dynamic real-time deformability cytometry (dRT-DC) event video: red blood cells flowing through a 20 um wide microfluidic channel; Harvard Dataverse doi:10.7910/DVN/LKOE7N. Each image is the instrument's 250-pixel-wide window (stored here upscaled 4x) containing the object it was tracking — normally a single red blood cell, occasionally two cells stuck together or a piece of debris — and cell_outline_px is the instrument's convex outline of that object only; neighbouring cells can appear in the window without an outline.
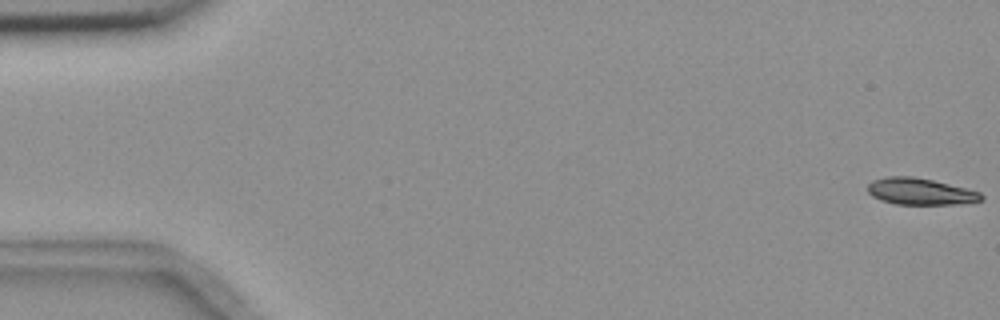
{"species": "common noctule bat (a hibernating species)", "species_latin": "Nyctalus noctula", "temperature_condition": "room temperature", "stored_images_in_passage": 9, "camera_frame_rate_fps": 3000, "um_per_image_px": 0.085, "animal": {"sex": "female", "body_mass_g": 18.4}, "frame": {"image": 1, "passage_image": 1, "time_ms": 0.0, "image_size_px": [1000, 320], "cell_outline_px": [[984, 200], [952, 204], [896, 204], [880, 200], [872, 196], [868, 192], [868, 184], [872, 180], [888, 176], [912, 176], [932, 180], [980, 192], [984, 196]], "centroid_in_image_um": [78.19, 16.27], "position_along_channel_um": 6.8, "area_um2": 17.46}}
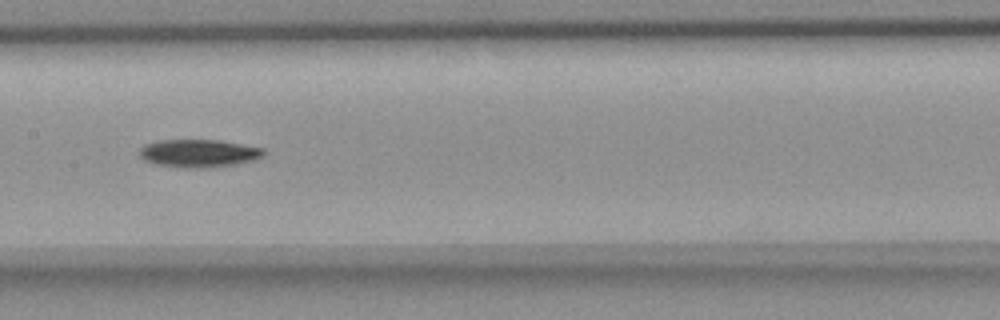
{"frame": {"image": 2, "passage_image": 8, "time_ms": 9.0, "image_size_px": [1000, 320], "cell_outline_px": [[264, 156], [256, 160], [236, 164], [212, 168], [180, 168], [152, 164], [144, 160], [140, 156], [140, 148], [144, 144], [160, 140], [220, 140], [264, 148]], "centroid_in_image_um": [16.89, 13.04], "position_along_channel_um": 190.5, "area_um2": 20.58}}
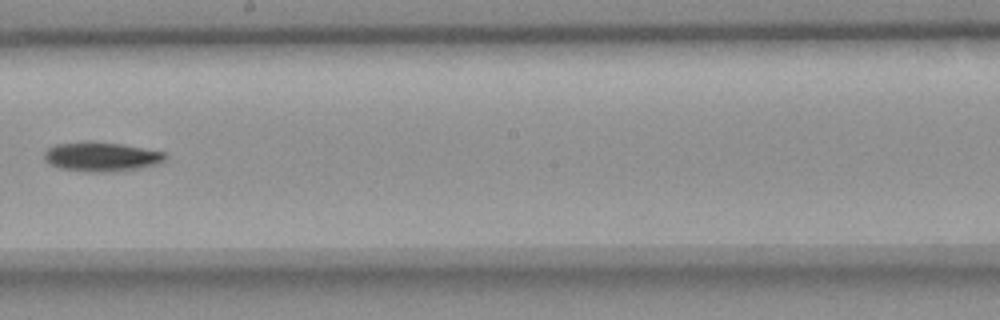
{"frame": {"image": 3, "passage_image": 9, "time_ms": 10.333, "image_size_px": [1000, 320], "cell_outline_px": [[168, 156], [160, 164], [140, 168], [116, 172], [88, 172], [60, 168], [48, 164], [44, 160], [44, 152], [48, 148], [56, 144], [88, 140], [120, 144], [164, 152]], "centroid_in_image_um": [8.6, 13.32], "position_along_channel_um": 239.6, "area_um2": 21.04}}